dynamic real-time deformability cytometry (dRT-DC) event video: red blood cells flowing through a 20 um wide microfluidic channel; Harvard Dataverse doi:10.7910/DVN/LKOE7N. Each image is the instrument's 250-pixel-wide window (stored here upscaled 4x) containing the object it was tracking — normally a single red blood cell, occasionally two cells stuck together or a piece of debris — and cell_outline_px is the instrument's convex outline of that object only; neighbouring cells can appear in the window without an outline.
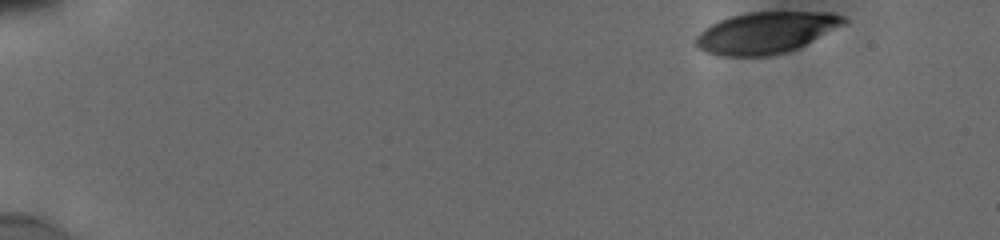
{"species": "human", "species_latin": "Homo sapiens", "temperature_condition": "cold", "stored_images_in_passage": 44, "camera_frame_rate_fps": 3000, "um_per_image_px": 0.085, "donor": {"sex": "male"}, "frame": {"image": 1, "passage_image": 1, "time_ms": 0.0, "image_size_px": [1000, 240], "cell_outline_px": [[848, 20], [844, 24], [796, 48], [784, 52], [768, 56], [724, 56], [708, 52], [700, 48], [692, 40], [704, 28], [720, 20], [732, 16], [748, 12], [832, 12], [844, 16]], "centroid_in_image_um": [65.08, 2.76], "position_along_channel_um": 19.9, "area_um2": 35.26}}
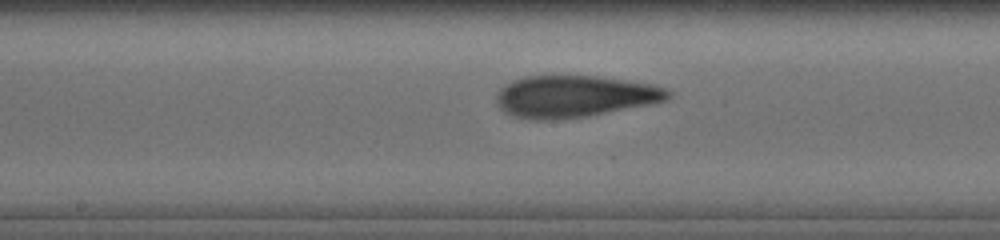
{"frame": {"image": 2, "passage_image": 26, "time_ms": 8.333, "image_size_px": [1000, 240], "cell_outline_px": [[672, 96], [668, 100], [652, 104], [588, 116], [552, 120], [536, 120], [516, 116], [500, 108], [496, 104], [496, 96], [500, 88], [512, 80], [524, 76], [596, 76], [648, 84], [664, 88], [672, 92]], "centroid_in_image_um": [48.83, 8.2], "position_along_channel_um": 199.4, "area_um2": 41.67}}
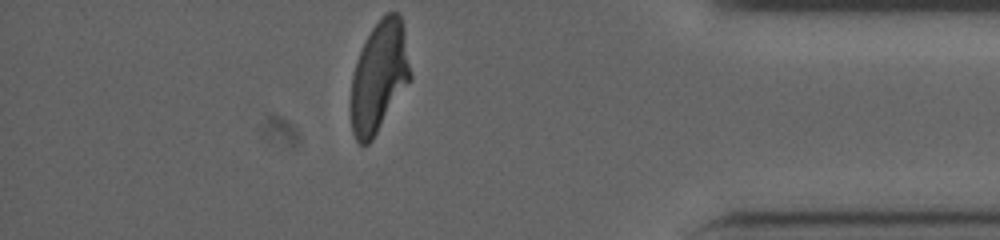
{"frame": {"image": 3, "passage_image": 44, "time_ms": 14.333, "image_size_px": [1000, 240], "cell_outline_px": [[412, 76], [372, 140], [368, 144], [360, 144], [356, 140], [352, 132], [348, 108], [352, 76], [356, 60], [372, 28], [380, 16], [388, 12], [396, 12], [400, 16], [404, 28]], "centroid_in_image_um": [32.18, 6.53], "position_along_channel_um": 403.0, "area_um2": 38.61}, "authors_computed_cell_mechanics": {"area_um2": 40.2866, "velocity_mm_per_s": 3.845, "shape_relaxation_time_tau1_ms": 5.9128, "shape_relaxation_time_tau2_ms": 1.6814, "deformation_change_tau1": 0.2239, "deformation_change_tau2": 0.0904}}